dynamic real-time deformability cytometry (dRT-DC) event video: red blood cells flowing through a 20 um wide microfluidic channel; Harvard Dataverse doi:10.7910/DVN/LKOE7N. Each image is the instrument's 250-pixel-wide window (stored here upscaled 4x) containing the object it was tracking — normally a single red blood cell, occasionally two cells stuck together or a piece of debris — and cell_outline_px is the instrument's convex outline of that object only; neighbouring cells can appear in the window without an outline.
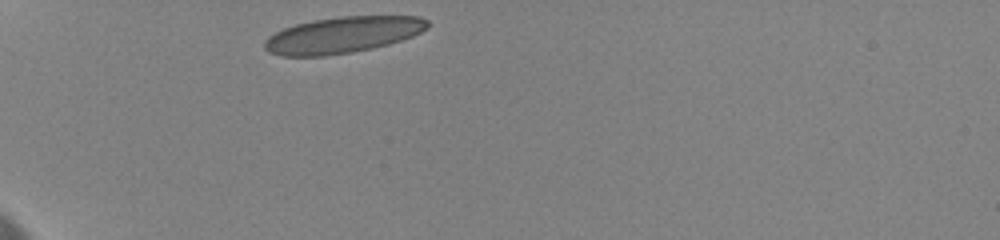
{"species": "human", "species_latin": "Homo sapiens", "temperature_condition": "cold", "stored_images_in_passage": 25, "camera_frame_rate_fps": 3000, "um_per_image_px": 0.085, "donor": {"sex": "female"}, "frame": {"image": 1, "passage_image": 1, "time_ms": 0.0, "image_size_px": [1000, 240], "cell_outline_px": [[428, 28], [412, 36], [388, 44], [372, 48], [352, 52], [324, 56], [280, 56], [268, 52], [264, 48], [264, 40], [268, 36], [284, 28], [296, 24], [312, 20], [340, 16], [420, 16], [428, 20]], "centroid_in_image_um": [29.1, 2.97], "position_along_channel_um": 55.9, "area_um2": 34.51}}
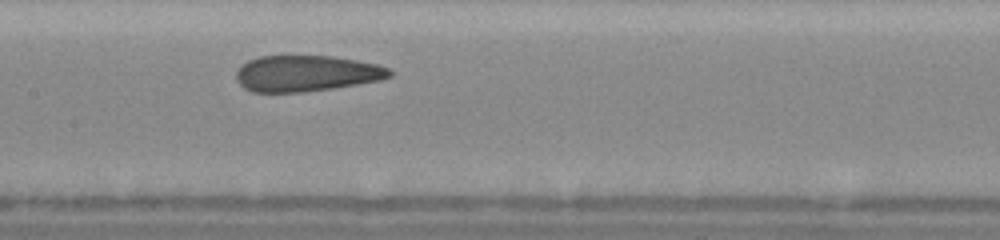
{"frame": {"image": 2, "passage_image": 10, "time_ms": 4.333, "image_size_px": [1000, 240], "cell_outline_px": [[392, 76], [380, 80], [332, 88], [304, 92], [252, 92], [244, 88], [236, 80], [236, 72], [240, 64], [248, 60], [260, 56], [284, 52], [332, 56], [356, 60], [376, 64], [388, 68], [392, 72]], "centroid_in_image_um": [25.96, 6.19], "position_along_channel_um": 181.4, "area_um2": 33.29}}
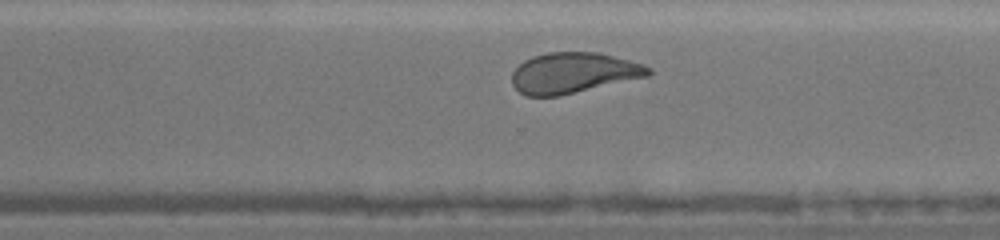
{"frame": {"image": 3, "passage_image": 19, "time_ms": 8.333, "image_size_px": [1000, 240], "cell_outline_px": [[652, 72], [648, 76], [560, 96], [524, 96], [512, 84], [512, 72], [524, 60], [532, 56], [548, 52], [596, 52], [644, 64], [652, 68]], "centroid_in_image_um": [48.72, 6.2], "position_along_channel_um": 321.9, "area_um2": 32.31}, "authors_computed_cell_mechanics": {"area_um2": 33.5818, "velocity_mm_per_s": 3.5299, "shape_relaxation_time_tau1_ms": 9.3063, "shape_relaxation_time_tau2_ms": 1.1538, "deformation_change_tau1": 0.2086, "deformation_change_tau2": 0.091}}